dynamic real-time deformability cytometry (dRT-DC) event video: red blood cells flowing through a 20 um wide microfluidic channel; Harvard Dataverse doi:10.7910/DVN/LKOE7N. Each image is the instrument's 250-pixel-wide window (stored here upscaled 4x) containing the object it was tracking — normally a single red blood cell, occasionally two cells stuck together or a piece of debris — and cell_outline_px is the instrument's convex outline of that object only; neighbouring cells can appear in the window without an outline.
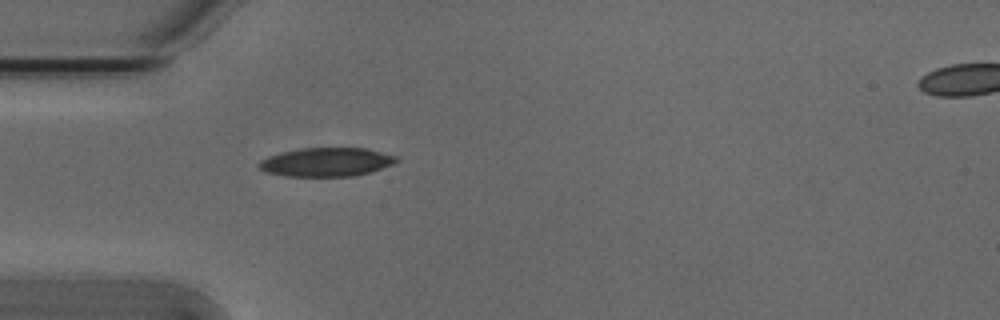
{"species": "Egyptian fruit bat (a non-hibernating species)", "species_latin": "Rousettus aegyptiacus", "temperature_condition": "cold", "stored_images_in_passage": 39, "camera_frame_rate_fps": 3000, "um_per_image_px": 0.085, "animal": {"sex": "male"}, "frame": {"image": 1, "passage_image": 1, "time_ms": 0.0, "image_size_px": [1000, 320], "cell_outline_px": [[400, 160], [392, 164], [368, 172], [352, 176], [284, 176], [264, 172], [256, 164], [260, 160], [268, 156], [300, 148], [368, 148], [396, 156]], "centroid_in_image_um": [27.71, 13.77], "position_along_channel_um": 57.3, "area_um2": 22.95}}
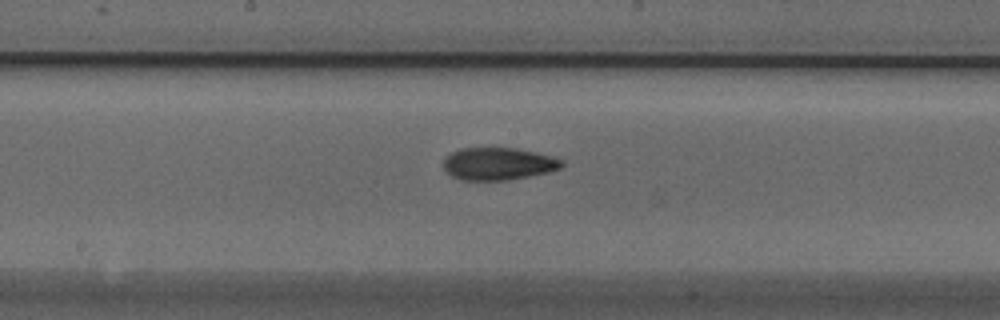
{"frame": {"image": 2, "passage_image": 13, "time_ms": 4.0, "image_size_px": [1000, 320], "cell_outline_px": [[564, 164], [560, 168], [548, 172], [508, 180], [460, 180], [452, 176], [444, 168], [444, 160], [452, 152], [460, 148], [516, 148], [536, 152], [552, 156], [564, 160]], "centroid_in_image_um": [42.38, 13.92], "position_along_channel_um": 205.8, "area_um2": 22.31}}
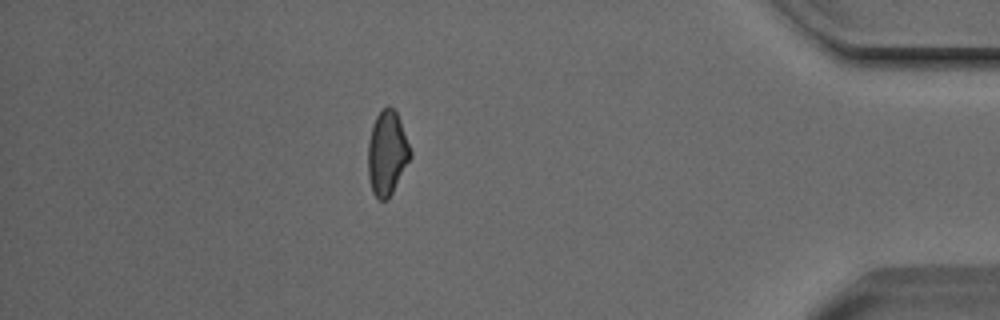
{"frame": {"image": 3, "passage_image": 32, "time_ms": 10.333, "image_size_px": [1000, 320], "cell_outline_px": [[412, 156], [388, 200], [380, 200], [372, 192], [368, 176], [368, 140], [372, 124], [376, 116], [388, 104], [396, 112], [412, 152]], "centroid_in_image_um": [32.89, 13.02], "position_along_channel_um": 402.3, "area_um2": 20.75}, "authors_computed_cell_mechanics": {"area_um2": 21.675, "velocity_mm_per_s": 3.8184, "shape_relaxation_time_tau1_ms": 5.1581, "shape_relaxation_time_tau2_ms": 4.5978, "deformation_change_tau1": 0.1424, "deformation_change_tau2": 0.1119}}